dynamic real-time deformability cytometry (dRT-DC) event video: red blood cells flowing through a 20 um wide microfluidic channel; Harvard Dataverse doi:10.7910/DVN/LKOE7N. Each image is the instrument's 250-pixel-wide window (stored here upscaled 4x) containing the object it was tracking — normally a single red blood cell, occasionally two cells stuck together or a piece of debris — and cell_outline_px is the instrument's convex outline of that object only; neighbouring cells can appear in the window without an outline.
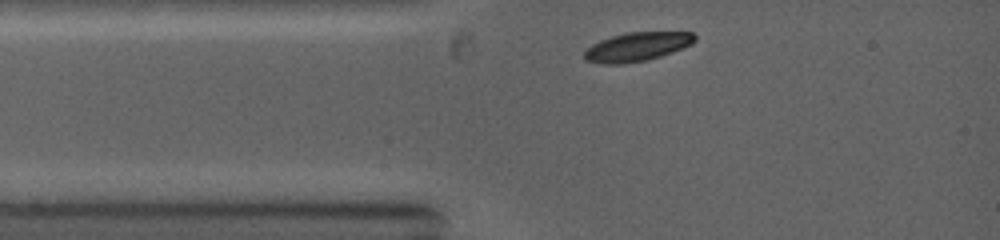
{"species": "common noctule bat (a hibernating species)", "species_latin": "Nyctalus noctula", "temperature_condition": "warm", "stored_images_in_passage": 2, "camera_frame_rate_fps": 5000, "um_per_image_px": 0.085, "animal": {"sex": "female", "body_mass_g": 19.0, "forearm_length_mm": 53.3}, "frame": {"image": 1, "passage_image": 1, "time_ms": 0.0, "image_size_px": [1000, 240], "cell_outline_px": [[696, 40], [692, 44], [684, 48], [648, 60], [624, 64], [604, 64], [584, 60], [584, 52], [592, 44], [600, 40], [612, 36], [628, 32], [692, 32], [696, 36]], "centroid_in_image_um": [54.16, 3.98], "position_along_channel_um": 30.8, "area_um2": 18.67}}